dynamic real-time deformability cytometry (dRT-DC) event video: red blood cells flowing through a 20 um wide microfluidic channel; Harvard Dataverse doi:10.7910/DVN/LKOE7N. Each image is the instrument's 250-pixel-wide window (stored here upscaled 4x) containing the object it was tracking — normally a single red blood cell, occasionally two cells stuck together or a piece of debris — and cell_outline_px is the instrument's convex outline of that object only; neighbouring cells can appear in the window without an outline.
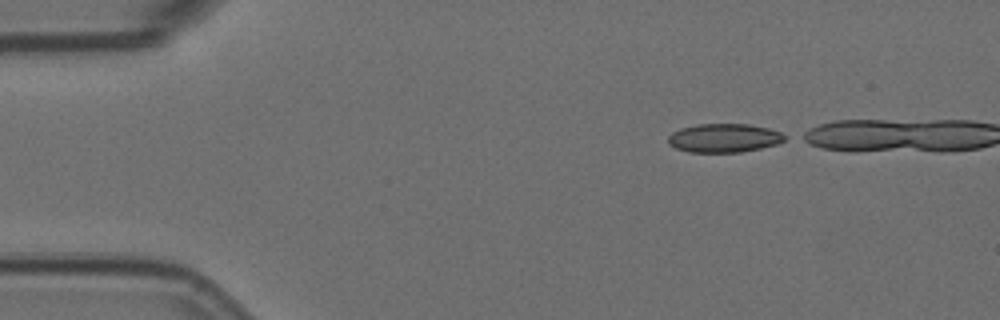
{"species": "Egyptian fruit bat (a non-hibernating species)", "species_latin": "Rousettus aegyptiacus", "temperature_condition": "room temperature", "stored_images_in_passage": 39, "camera_frame_rate_fps": 3000, "um_per_image_px": 0.085, "animal": {"sex": "female"}, "frame": {"image": 1, "passage_image": 1, "time_ms": 0.0, "image_size_px": [1000, 320], "cell_outline_px": [[788, 136], [784, 140], [776, 144], [760, 148], [740, 152], [688, 152], [676, 148], [668, 144], [668, 136], [672, 132], [680, 128], [696, 124], [748, 124], [768, 128], [780, 132]], "centroid_in_image_um": [61.52, 11.72], "position_along_channel_um": 23.5, "area_um2": 19.54}}
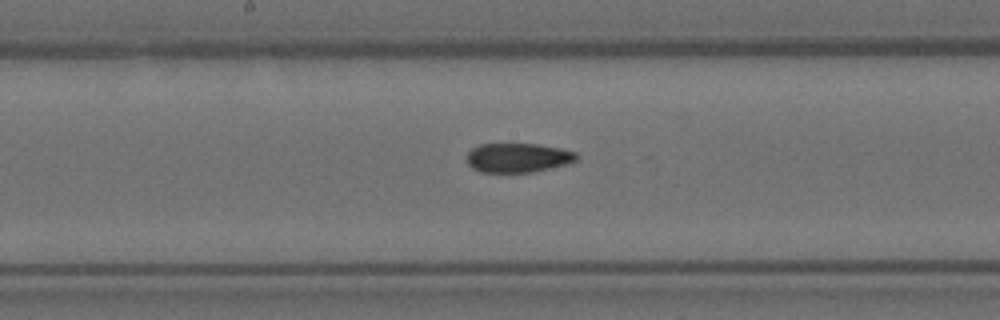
{"frame": {"image": 2, "passage_image": 22, "time_ms": 7.0, "image_size_px": [1000, 320], "cell_outline_px": [[580, 156], [576, 160], [568, 164], [532, 172], [480, 172], [472, 168], [464, 160], [468, 152], [472, 148], [480, 144], [536, 144], [560, 148], [576, 152]], "centroid_in_image_um": [44.0, 13.41], "position_along_channel_um": 204.2, "area_um2": 18.9}}
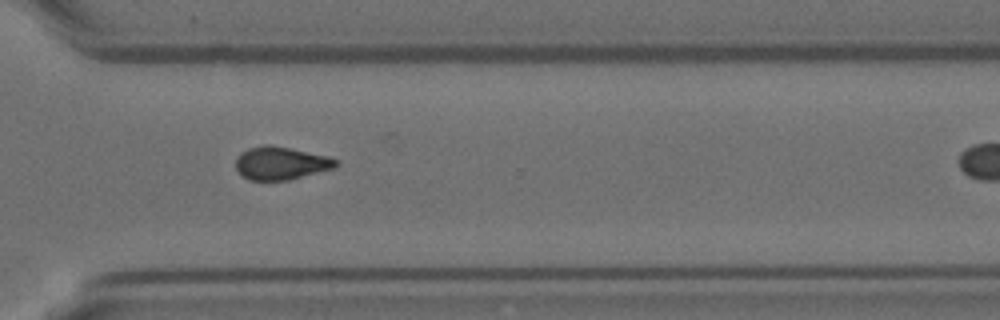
{"frame": {"image": 3, "passage_image": 34, "time_ms": 11.0, "image_size_px": [1000, 320], "cell_outline_px": [[336, 168], [288, 180], [248, 180], [240, 176], [236, 168], [236, 160], [240, 152], [248, 148], [264, 144], [272, 144], [328, 156], [336, 160]], "centroid_in_image_um": [23.83, 13.87], "position_along_channel_um": 346.8, "area_um2": 19.42}}